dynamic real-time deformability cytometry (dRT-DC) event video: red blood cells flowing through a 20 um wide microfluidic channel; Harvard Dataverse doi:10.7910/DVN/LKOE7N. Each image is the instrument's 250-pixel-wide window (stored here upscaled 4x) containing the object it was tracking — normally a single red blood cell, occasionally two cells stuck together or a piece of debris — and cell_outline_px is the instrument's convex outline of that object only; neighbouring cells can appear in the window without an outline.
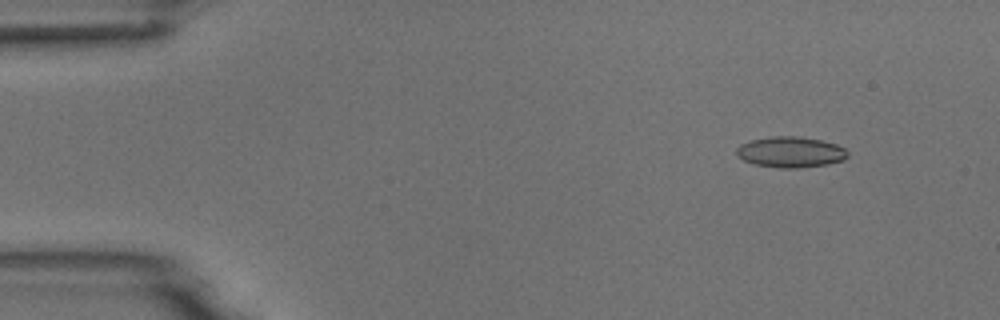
{"species": "common noctule bat (a hibernating species)", "species_latin": "Nyctalus noctula", "temperature_condition": "room temperature", "stored_images_in_passage": 8, "camera_frame_rate_fps": 3000, "um_per_image_px": 0.085, "animal": {"sex": "male", "body_mass_g": 18.8}, "frame": {"image": 1, "passage_image": 2, "time_ms": 1.0, "image_size_px": [1000, 320], "cell_outline_px": [[848, 156], [844, 160], [828, 164], [796, 168], [780, 168], [756, 164], [744, 160], [736, 156], [736, 148], [740, 144], [752, 140], [772, 136], [796, 136], [820, 140], [836, 144], [844, 148], [848, 152]], "centroid_in_image_um": [67.2, 12.92], "position_along_channel_um": 17.8, "area_um2": 19.88}}
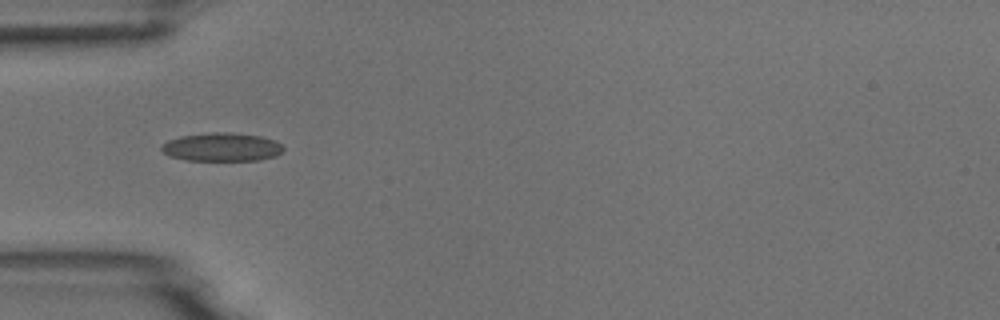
{"frame": {"image": 2, "passage_image": 5, "time_ms": 4.667, "image_size_px": [1000, 320], "cell_outline_px": [[284, 148], [276, 156], [260, 160], [188, 160], [168, 156], [160, 148], [168, 140], [180, 136], [208, 132], [232, 132], [260, 136], [276, 140]], "centroid_in_image_um": [18.86, 12.49], "position_along_channel_um": 66.1, "area_um2": 20.23}}